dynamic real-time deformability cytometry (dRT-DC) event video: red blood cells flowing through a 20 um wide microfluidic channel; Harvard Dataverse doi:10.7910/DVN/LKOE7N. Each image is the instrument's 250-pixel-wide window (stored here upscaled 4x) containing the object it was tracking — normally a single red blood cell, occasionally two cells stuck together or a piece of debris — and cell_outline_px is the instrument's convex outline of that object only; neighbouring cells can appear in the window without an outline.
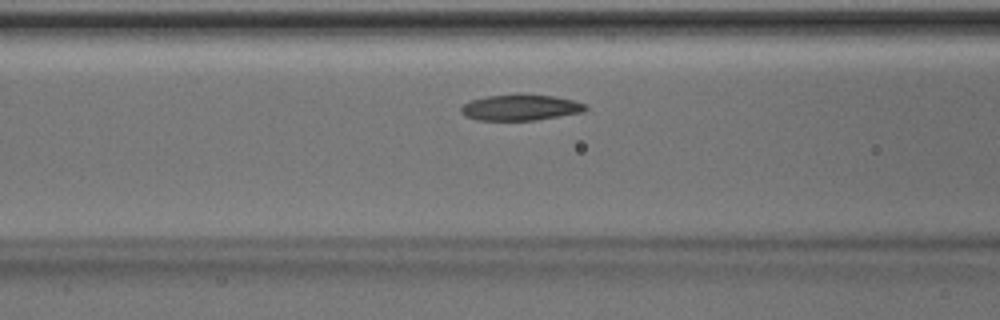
{"species": "Egyptian fruit bat (a non-hibernating species)", "species_latin": "Rousettus aegyptiacus", "temperature_condition": "room temperature", "stored_images_in_passage": 38, "camera_frame_rate_fps": 3000, "um_per_image_px": 0.085, "animal": {"sex": "male"}, "frame": {"image": 1, "passage_image": 12, "time_ms": 3.667, "image_size_px": [1000, 320], "cell_outline_px": [[588, 108], [584, 112], [536, 120], [476, 120], [464, 116], [460, 112], [460, 108], [464, 104], [472, 100], [488, 96], [552, 96], [572, 100], [584, 104]], "centroid_in_image_um": [44.22, 9.17], "position_along_channel_um": 122.4, "area_um2": 18.21}}
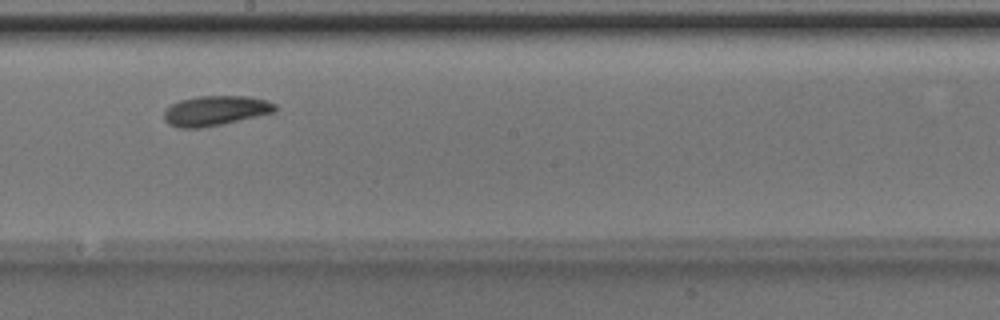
{"frame": {"image": 2, "passage_image": 20, "time_ms": 6.333, "image_size_px": [1000, 320], "cell_outline_px": [[276, 112], [224, 124], [200, 128], [180, 128], [168, 124], [164, 120], [164, 108], [180, 100], [200, 96], [248, 96], [264, 100], [276, 104]], "centroid_in_image_um": [18.29, 9.42], "position_along_channel_um": 229.9, "area_um2": 19.48}}
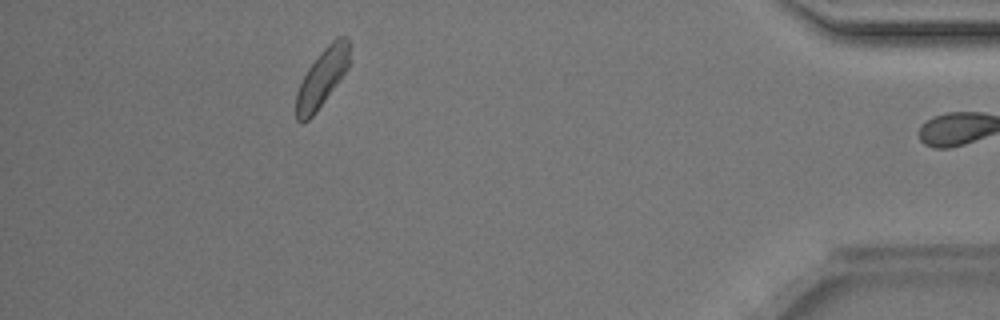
{"frame": {"image": 3, "passage_image": 37, "time_ms": 12.0, "image_size_px": [1000, 320], "cell_outline_px": [[348, 68], [340, 80], [316, 112], [308, 120], [300, 124], [296, 120], [296, 92], [308, 68], [320, 52], [336, 36], [348, 36]], "centroid_in_image_um": [27.35, 6.63], "position_along_channel_um": 407.8, "area_um2": 17.86}, "authors_computed_cell_mechanics": {"area_um2": 18.6983, "velocity_mm_per_s": 4.0419, "shape_relaxation_time_tau1_ms": 3.3633, "shape_relaxation_time_tau2_ms": null, "deformation_change_tau1": 0.1112, "deformation_change_tau2": null}}